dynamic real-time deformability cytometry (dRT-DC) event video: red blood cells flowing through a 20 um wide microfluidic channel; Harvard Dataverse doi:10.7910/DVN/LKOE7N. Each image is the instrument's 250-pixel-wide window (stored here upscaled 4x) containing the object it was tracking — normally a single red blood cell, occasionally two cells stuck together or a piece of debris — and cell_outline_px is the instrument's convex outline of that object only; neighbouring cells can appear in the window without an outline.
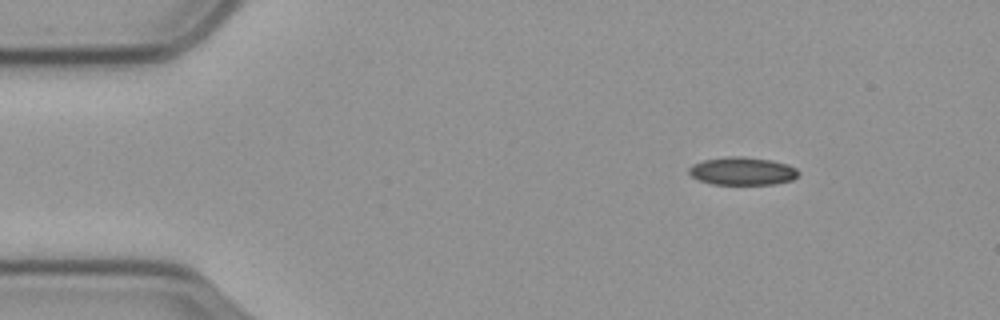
{"species": "common noctule bat (a hibernating species)", "species_latin": "Nyctalus noctula", "temperature_condition": "cold", "stored_images_in_passage": 52, "segment_of_instrument_passage": [1, 2], "camera_frame_rate_fps": 3000, "um_per_image_px": 0.085, "animal": {"sex": "male", "body_mass_g": 23.1, "forearm_length_mm": 52.7}, "frame": {"image": 1, "passage_image": 1, "time_ms": 0.0, "image_size_px": [1000, 320], "cell_outline_px": [[800, 172], [792, 180], [776, 184], [712, 184], [700, 180], [692, 176], [688, 172], [688, 168], [692, 164], [704, 160], [728, 156], [744, 156], [772, 160], [788, 164], [796, 168]], "centroid_in_image_um": [63.11, 14.53], "position_along_channel_um": 21.9, "area_um2": 17.92}}
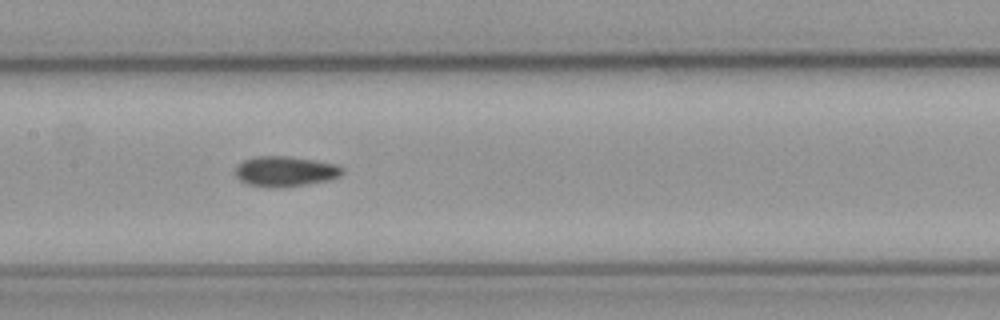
{"frame": {"image": 2, "passage_image": 21, "time_ms": 6.667, "image_size_px": [1000, 320], "cell_outline_px": [[344, 172], [340, 176], [328, 180], [280, 188], [276, 188], [248, 184], [240, 180], [236, 176], [236, 168], [244, 160], [256, 156], [284, 156], [312, 160], [336, 164], [344, 168]], "centroid_in_image_um": [24.26, 14.57], "position_along_channel_um": 183.1, "area_um2": 18.61}}
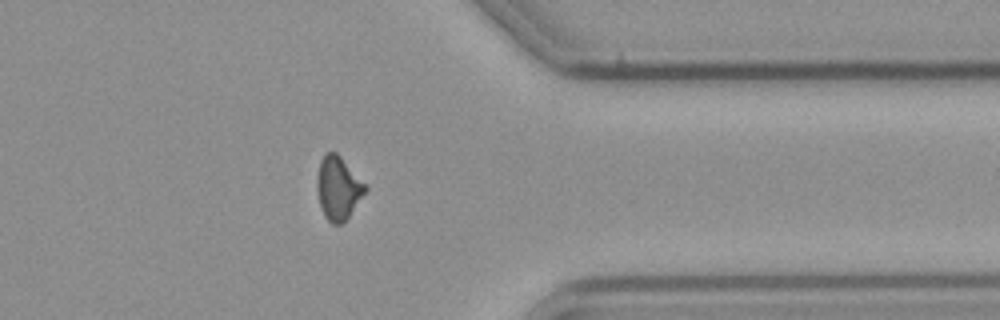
{"frame": {"image": 3, "passage_image": 39, "time_ms": 12.667, "image_size_px": [1000, 320], "cell_outline_px": [[368, 188], [348, 216], [340, 224], [332, 224], [324, 216], [320, 204], [316, 188], [316, 180], [320, 160], [324, 152], [336, 152], [340, 156]], "centroid_in_image_um": [28.7, 15.96], "position_along_channel_um": 382.7, "area_um2": 17.46}}